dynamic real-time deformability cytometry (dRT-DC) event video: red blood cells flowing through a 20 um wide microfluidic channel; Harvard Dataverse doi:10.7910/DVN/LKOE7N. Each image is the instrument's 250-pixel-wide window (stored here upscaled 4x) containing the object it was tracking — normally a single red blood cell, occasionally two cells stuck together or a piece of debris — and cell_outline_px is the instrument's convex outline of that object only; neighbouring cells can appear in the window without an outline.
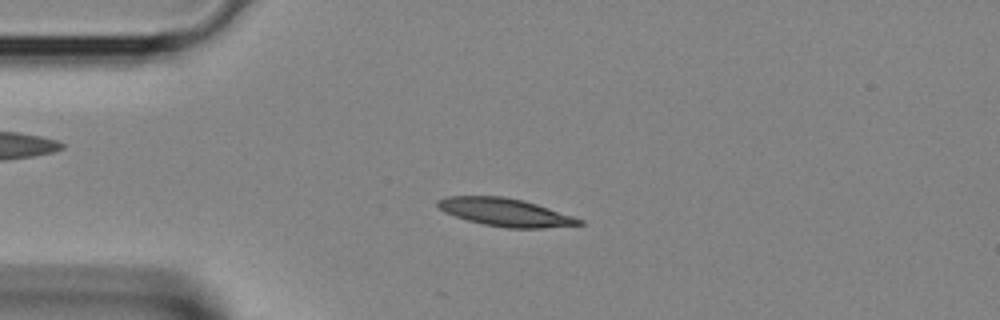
{"species": "Egyptian fruit bat (a non-hibernating species)", "species_latin": "Rousettus aegyptiacus", "temperature_condition": "room temperature", "stored_images_in_passage": 38, "camera_frame_rate_fps": 3000, "um_per_image_px": 0.085, "animal": {"sex": "female"}, "frame": {"image": 1, "passage_image": 8, "time_ms": 2.333, "image_size_px": [1000, 320], "cell_outline_px": [[584, 224], [544, 228], [508, 228], [484, 224], [468, 220], [444, 212], [436, 204], [436, 200], [448, 196], [504, 196], [524, 200], [584, 220]], "centroid_in_image_um": [42.95, 18.04], "position_along_channel_um": 42.1, "area_um2": 22.83}}
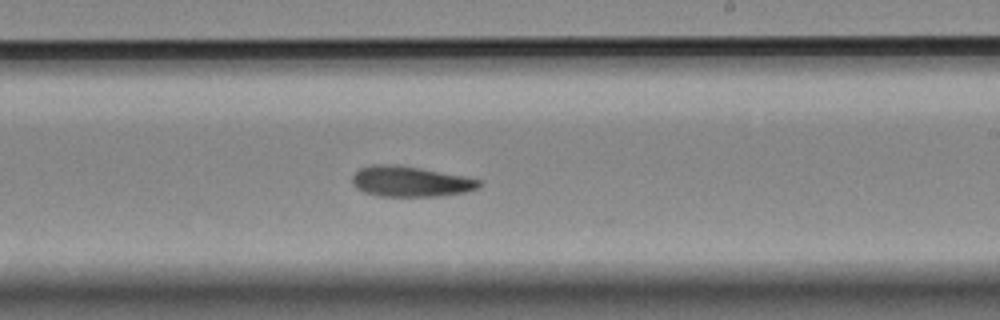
{"frame": {"image": 2, "passage_image": 22, "time_ms": 7.0, "image_size_px": [1000, 320], "cell_outline_px": [[484, 184], [480, 188], [464, 192], [436, 196], [380, 196], [356, 188], [352, 184], [352, 176], [360, 168], [372, 164], [396, 164], [420, 168], [464, 176], [484, 180]], "centroid_in_image_um": [34.93, 15.41], "position_along_channel_um": 254.1, "area_um2": 22.6}}
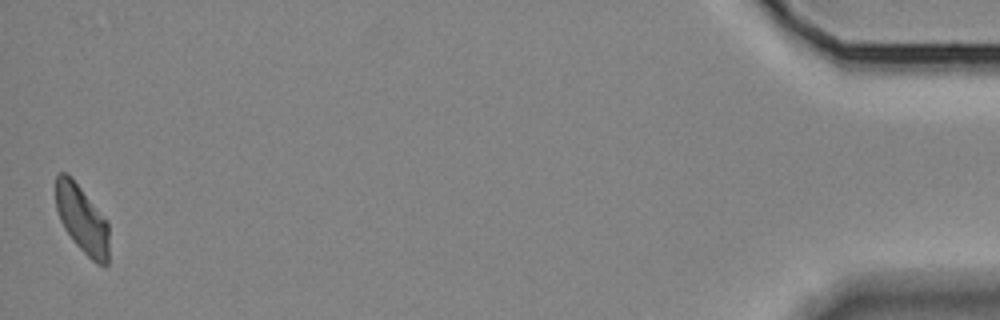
{"frame": {"image": 3, "passage_image": 38, "time_ms": 12.333, "image_size_px": [1000, 320], "cell_outline_px": [[108, 264], [104, 268], [96, 264], [72, 240], [64, 228], [60, 220], [56, 208], [56, 176], [60, 172], [64, 172], [72, 176], [108, 224]], "centroid_in_image_um": [6.96, 18.66], "position_along_channel_um": 428.2, "area_um2": 20.87}}